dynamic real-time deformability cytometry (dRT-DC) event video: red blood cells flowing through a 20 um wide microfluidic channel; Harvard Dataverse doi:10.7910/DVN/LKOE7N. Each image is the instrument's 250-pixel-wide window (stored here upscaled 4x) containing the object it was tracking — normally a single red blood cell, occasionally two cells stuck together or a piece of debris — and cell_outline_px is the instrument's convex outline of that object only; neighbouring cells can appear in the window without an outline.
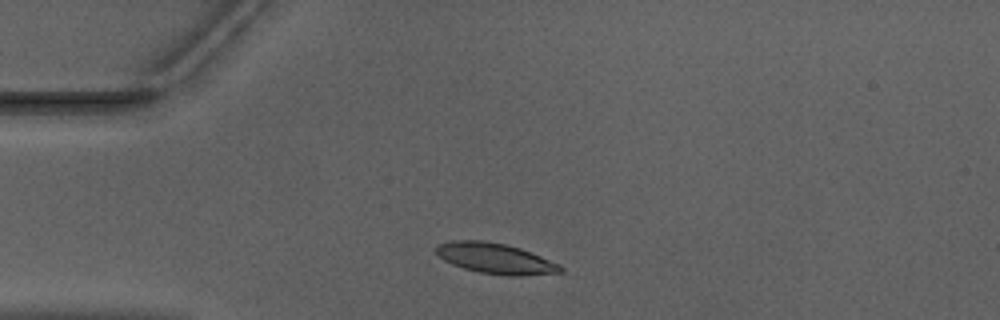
{"species": "Egyptian fruit bat (a non-hibernating species)", "species_latin": "Rousettus aegyptiacus", "temperature_condition": "warm", "stored_images_in_passage": 35, "camera_frame_rate_fps": 3000, "um_per_image_px": 0.085, "animal": {"sex": "male"}, "frame": {"image": 1, "passage_image": 5, "time_ms": 1.333, "image_size_px": [1000, 320], "cell_outline_px": [[564, 272], [520, 276], [504, 276], [480, 272], [464, 268], [452, 264], [444, 260], [436, 252], [436, 248], [440, 244], [452, 240], [480, 240], [504, 244], [520, 248], [560, 264], [564, 268]], "centroid_in_image_um": [42.14, 21.98], "position_along_channel_um": 42.9, "area_um2": 22.02}}
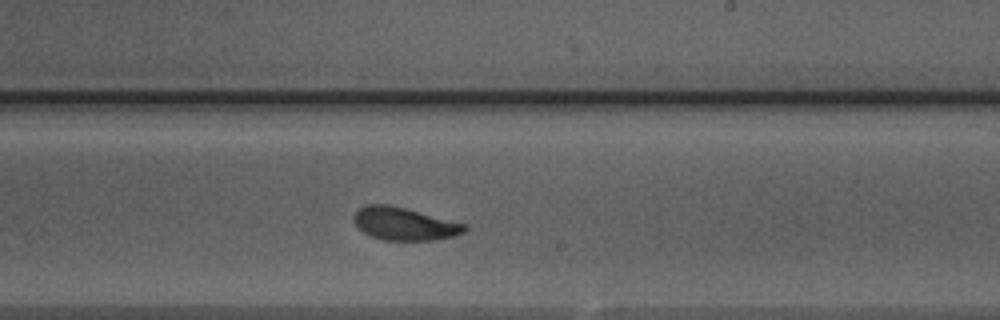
{"frame": {"image": 2, "passage_image": 23, "time_ms": 7.333, "image_size_px": [1000, 320], "cell_outline_px": [[468, 228], [464, 232], [456, 236], [436, 240], [384, 240], [372, 236], [364, 232], [352, 220], [352, 216], [364, 204], [388, 204], [404, 208], [464, 224]], "centroid_in_image_um": [34.34, 19.03], "position_along_channel_um": 254.7, "area_um2": 20.92}}
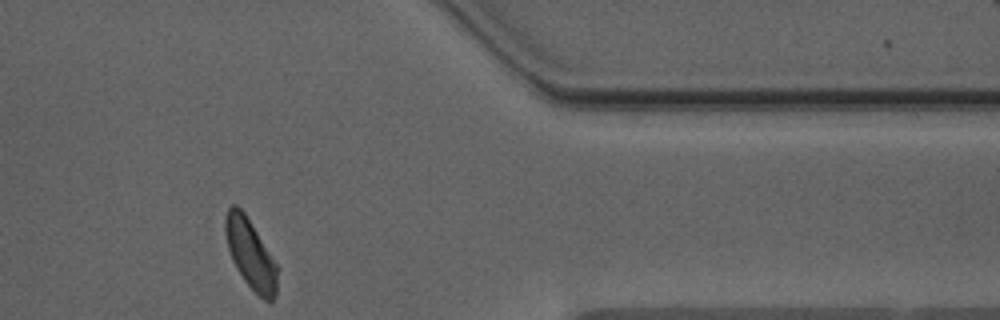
{"frame": {"image": 3, "passage_image": 35, "time_ms": 11.333, "image_size_px": [1000, 320], "cell_outline_px": [[280, 268], [276, 296], [272, 300], [264, 300], [244, 280], [236, 268], [232, 260], [228, 248], [224, 232], [224, 216], [228, 208], [232, 204], [236, 204], [244, 212]], "centroid_in_image_um": [21.31, 21.58], "position_along_channel_um": 390.1, "area_um2": 21.33}, "authors_computed_cell_mechanics": {"area_um2": 21.386, "velocity_mm_per_s": 3.9384, "shape_relaxation_time_tau1_ms": 2.4284, "shape_relaxation_time_tau2_ms": 1.2291, "deformation_change_tau1": 0.1035, "deformation_change_tau2": 0.0626}}